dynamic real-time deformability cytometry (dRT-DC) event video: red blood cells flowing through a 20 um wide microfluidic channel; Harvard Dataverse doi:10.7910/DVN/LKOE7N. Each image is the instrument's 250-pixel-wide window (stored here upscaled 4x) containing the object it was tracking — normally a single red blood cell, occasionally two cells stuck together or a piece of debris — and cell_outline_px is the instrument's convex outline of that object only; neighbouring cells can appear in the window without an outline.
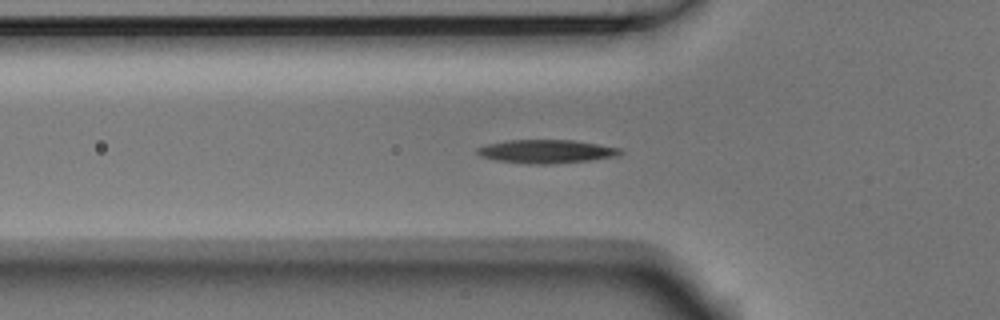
{"species": "Egyptian fruit bat (a non-hibernating species)", "species_latin": "Rousettus aegyptiacus", "temperature_condition": "room temperature", "stored_images_in_passage": 48, "camera_frame_rate_fps": 3000, "um_per_image_px": 0.085, "animal": {"sex": "male"}, "frame": {"image": 1, "passage_image": 11, "time_ms": 3.333, "image_size_px": [1000, 320], "cell_outline_px": [[624, 152], [616, 156], [592, 160], [552, 164], [528, 164], [496, 160], [480, 156], [476, 152], [476, 148], [488, 144], [508, 140], [572, 140], [620, 148]], "centroid_in_image_um": [46.43, 12.88], "position_along_channel_um": 79.4, "area_um2": 19.54}}
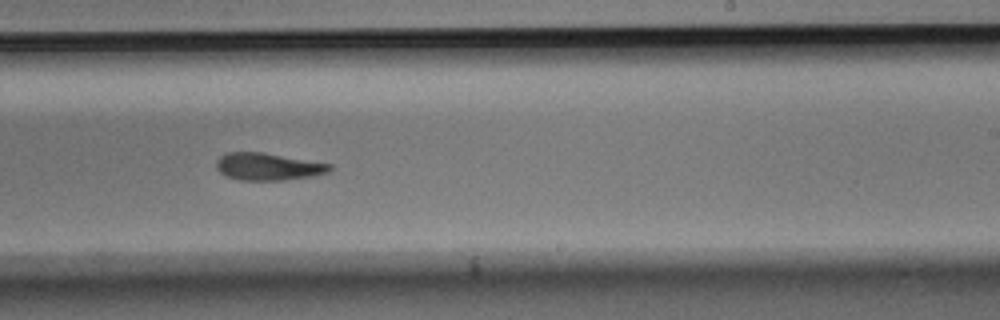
{"frame": {"image": 2, "passage_image": 26, "time_ms": 8.333, "image_size_px": [1000, 320], "cell_outline_px": [[332, 168], [328, 172], [312, 176], [284, 180], [240, 180], [228, 176], [220, 172], [216, 168], [216, 160], [220, 156], [228, 152], [260, 152], [332, 164]], "centroid_in_image_um": [22.77, 14.16], "position_along_channel_um": 266.2, "area_um2": 17.86}}
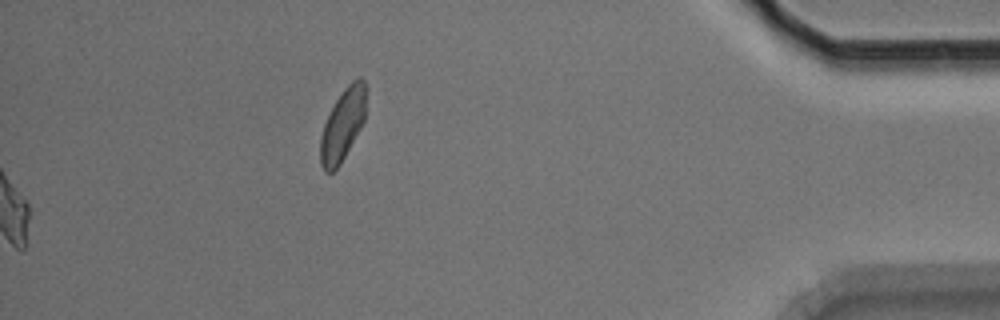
{"frame": {"image": 3, "passage_image": 48, "time_ms": 15.667, "image_size_px": [1000, 320], "cell_outline_px": [[368, 88], [364, 120], [360, 128], [340, 164], [332, 172], [324, 172], [320, 164], [320, 136], [324, 124], [336, 100], [344, 88], [356, 76], [360, 76], [364, 80]], "centroid_in_image_um": [29.16, 10.55], "position_along_channel_um": 406.0, "area_um2": 19.31}, "authors_computed_cell_mechanics": {"area_um2": 18.4093, "velocity_mm_per_s": 3.7225, "shape_relaxation_time_tau1_ms": 4.1309, "shape_relaxation_time_tau2_ms": 4.987, "deformation_change_tau1": 0.1439, "deformation_change_tau2": 0.1334}}